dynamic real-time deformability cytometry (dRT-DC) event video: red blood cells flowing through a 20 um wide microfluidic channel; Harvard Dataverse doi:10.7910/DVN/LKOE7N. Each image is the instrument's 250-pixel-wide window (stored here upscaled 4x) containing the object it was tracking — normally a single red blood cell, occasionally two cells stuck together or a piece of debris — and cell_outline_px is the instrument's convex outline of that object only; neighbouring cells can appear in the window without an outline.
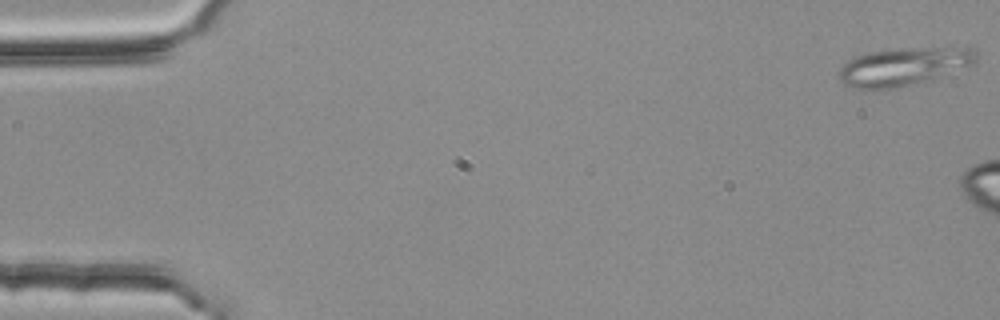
{"species": "common noctule bat (a hibernating species)", "species_latin": "Nyctalus noctula", "temperature_condition": "room temperature", "stored_images_in_passage": 8, "camera_frame_rate_fps": 3000, "um_per_image_px": 0.085, "animal": {"sex": "female", "body_mass_g": 25.1}, "frame": {"image": 1, "passage_image": 1, "time_ms": 0.0, "image_size_px": [1000, 320], "cell_outline_px": [[976, 60], [972, 64], [932, 80], [900, 88], [864, 92], [860, 92], [844, 84], [836, 76], [840, 68], [848, 60], [856, 56], [868, 52], [896, 48], [972, 48], [976, 52]], "centroid_in_image_um": [76.7, 5.71], "position_along_channel_um": 8.3, "area_um2": 31.15}}